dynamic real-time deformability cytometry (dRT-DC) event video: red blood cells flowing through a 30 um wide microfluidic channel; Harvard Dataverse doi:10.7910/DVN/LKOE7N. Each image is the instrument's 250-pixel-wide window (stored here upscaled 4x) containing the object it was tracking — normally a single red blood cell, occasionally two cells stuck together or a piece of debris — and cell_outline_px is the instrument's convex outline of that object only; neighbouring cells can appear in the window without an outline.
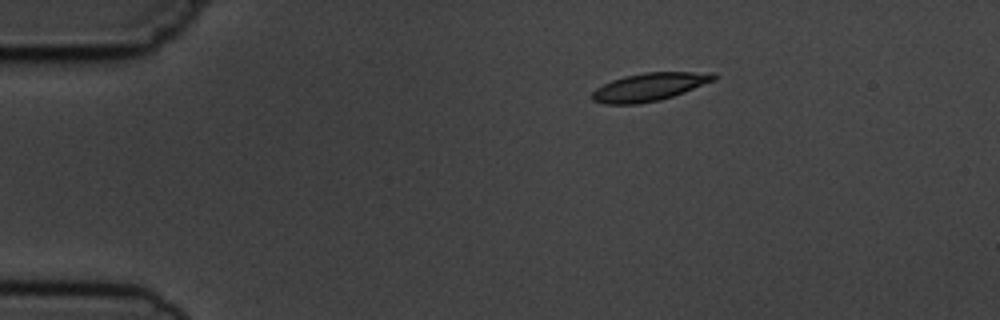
{"species": "common noctule bat (a hibernating species)", "species_latin": "Nyctalus noctula", "temperature_condition": "cold", "stored_images_in_passage": 4, "camera_frame_rate_fps": 3000, "um_per_image_px": 0.085, "animal": {"sex": "male", "body_mass_g": 19.5, "forearm_length_mm": 54.6}, "frame": {"image": 1, "passage_image": 1, "time_ms": 0.0, "image_size_px": [1000, 320], "cell_outline_px": [[720, 76], [716, 80], [684, 92], [660, 100], [636, 104], [604, 104], [592, 100], [592, 92], [596, 88], [612, 80], [624, 76], [644, 72], [716, 72]], "centroid_in_image_um": [55.25, 7.37], "position_along_channel_um": 29.8, "area_um2": 20.0}}
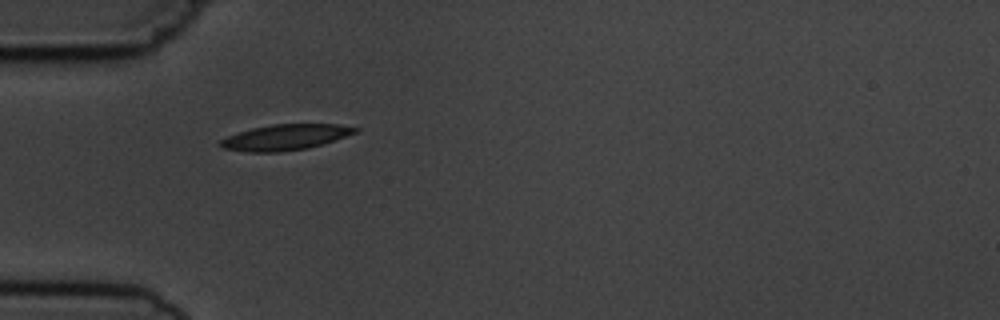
{"frame": {"image": 2, "passage_image": 3, "time_ms": 2.333, "image_size_px": [1000, 320], "cell_outline_px": [[360, 128], [356, 132], [308, 148], [280, 152], [248, 152], [224, 148], [216, 144], [220, 140], [228, 136], [252, 128], [272, 124], [336, 124]], "centroid_in_image_um": [24.19, 11.67], "position_along_channel_um": 60.8, "area_um2": 19.88}}
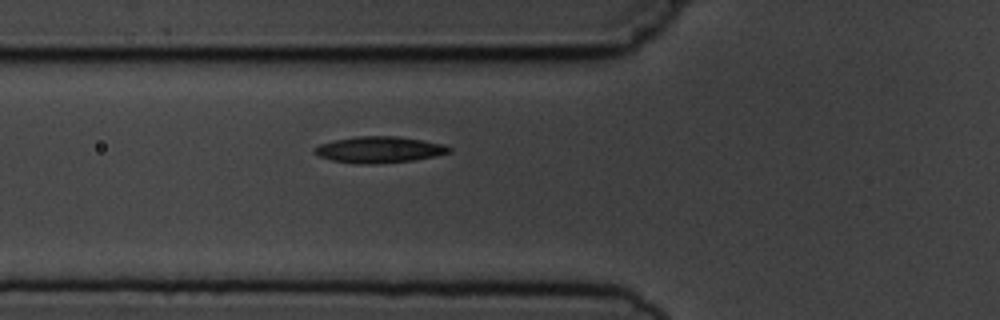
{"frame": {"image": 3, "passage_image": 4, "time_ms": 3.333, "image_size_px": [1000, 320], "cell_outline_px": [[452, 152], [436, 156], [416, 160], [376, 164], [360, 164], [332, 160], [320, 156], [312, 152], [312, 148], [320, 144], [336, 140], [356, 136], [396, 136], [444, 144], [452, 148]], "centroid_in_image_um": [32.25, 12.73], "position_along_channel_um": 93.5, "area_um2": 20.69}}